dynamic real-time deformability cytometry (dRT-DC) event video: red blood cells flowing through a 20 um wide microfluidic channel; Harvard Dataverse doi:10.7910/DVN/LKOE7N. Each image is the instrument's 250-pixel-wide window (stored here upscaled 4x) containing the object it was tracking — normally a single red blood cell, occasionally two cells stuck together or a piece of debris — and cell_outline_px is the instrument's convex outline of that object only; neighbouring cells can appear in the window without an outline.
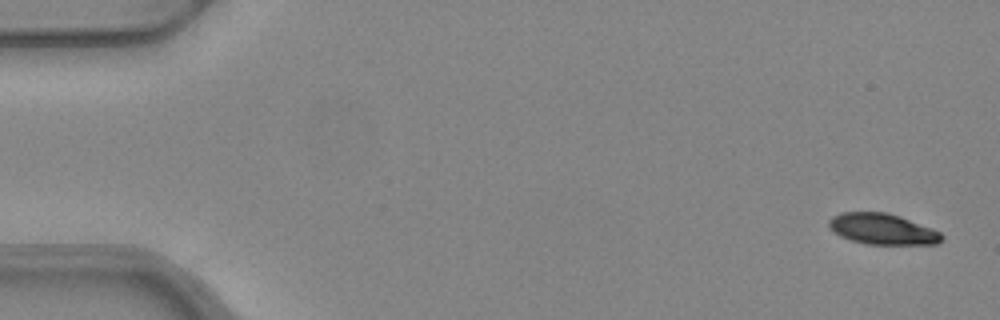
{"species": "common noctule bat (a hibernating species)", "species_latin": "Nyctalus noctula", "temperature_condition": "warm", "stored_images_in_passage": 5, "camera_frame_rate_fps": 3000, "um_per_image_px": 0.085, "animal": {"sex": "female", "body_mass_g": 24.6, "forearm_length_mm": 56.2}, "frame": {"image": 1, "passage_image": 1, "time_ms": 0.0, "image_size_px": [1000, 320], "cell_outline_px": [[944, 240], [936, 244], [864, 244], [840, 236], [828, 228], [828, 220], [832, 216], [840, 212], [884, 212], [900, 216], [932, 228], [940, 232], [944, 236]], "centroid_in_image_um": [74.99, 19.47], "position_along_channel_um": 10.0, "area_um2": 20.46}}
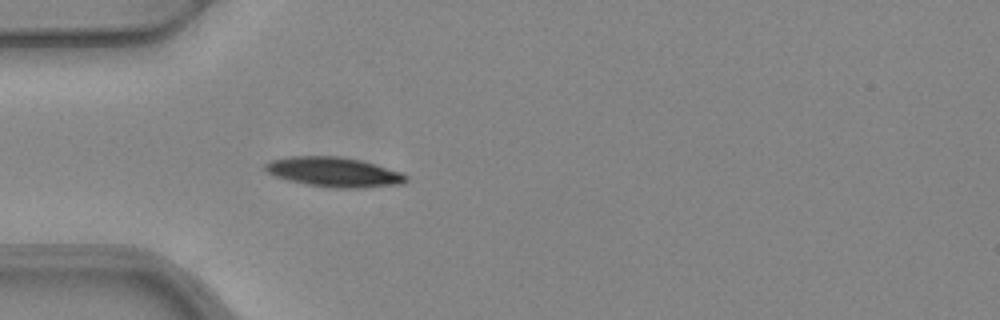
{"frame": {"image": 2, "passage_image": 5, "time_ms": 1.333, "image_size_px": [1000, 320], "cell_outline_px": [[408, 180], [404, 184], [364, 188], [328, 188], [304, 184], [288, 180], [276, 176], [268, 172], [264, 168], [264, 164], [272, 160], [288, 156], [340, 156], [360, 160], [400, 172], [408, 176]], "centroid_in_image_um": [28.39, 14.63], "position_along_channel_um": 56.6, "area_um2": 24.51}}